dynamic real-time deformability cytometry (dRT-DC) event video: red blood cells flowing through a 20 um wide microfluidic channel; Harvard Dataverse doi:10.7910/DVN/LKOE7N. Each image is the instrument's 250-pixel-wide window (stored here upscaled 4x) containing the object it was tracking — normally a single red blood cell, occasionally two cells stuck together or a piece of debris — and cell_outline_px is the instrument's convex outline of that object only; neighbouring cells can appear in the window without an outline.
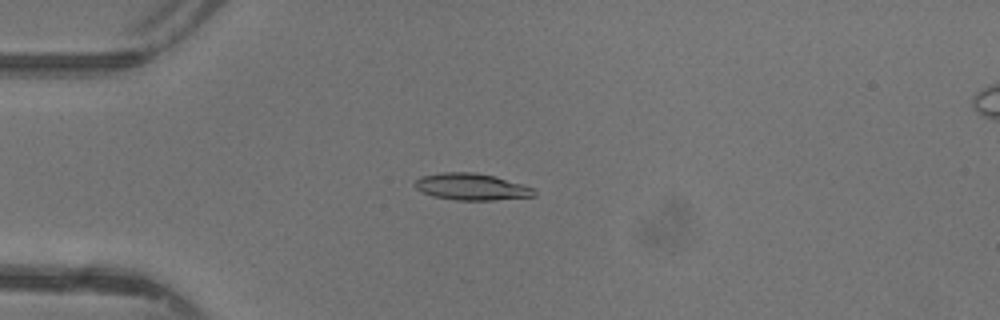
{"species": "common noctule bat (a hibernating species)", "species_latin": "Nyctalus noctula", "temperature_condition": "warm", "stored_images_in_passage": 24, "camera_frame_rate_fps": 3000, "um_per_image_px": 0.085, "animal": {"sex": "female"}, "frame": {"image": 1, "passage_image": 6, "time_ms": 1.667, "image_size_px": [1000, 320], "cell_outline_px": [[536, 196], [496, 200], [456, 200], [432, 196], [420, 192], [412, 184], [420, 176], [444, 172], [476, 172], [524, 184], [532, 188], [536, 192]], "centroid_in_image_um": [40.05, 15.88], "position_along_channel_um": 45.0, "area_um2": 18.73}}
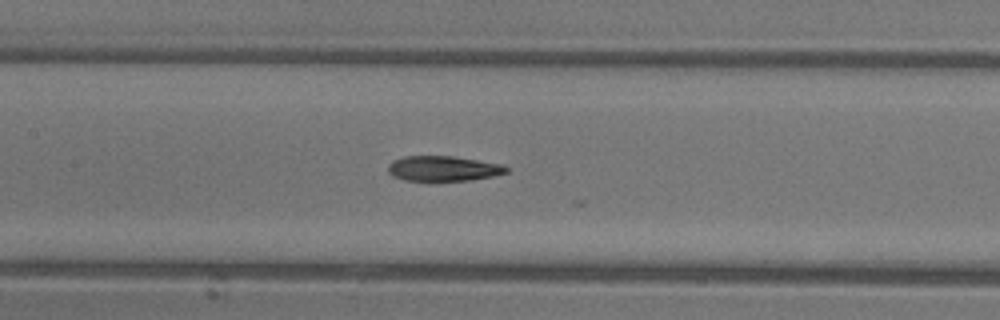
{"frame": {"image": 2, "passage_image": 16, "time_ms": 5.0, "image_size_px": [1000, 320], "cell_outline_px": [[508, 172], [492, 176], [472, 180], [404, 180], [392, 176], [388, 172], [388, 164], [392, 160], [404, 156], [452, 156], [504, 164], [508, 168]], "centroid_in_image_um": [37.67, 14.31], "position_along_channel_um": 169.7, "area_um2": 17.34}}
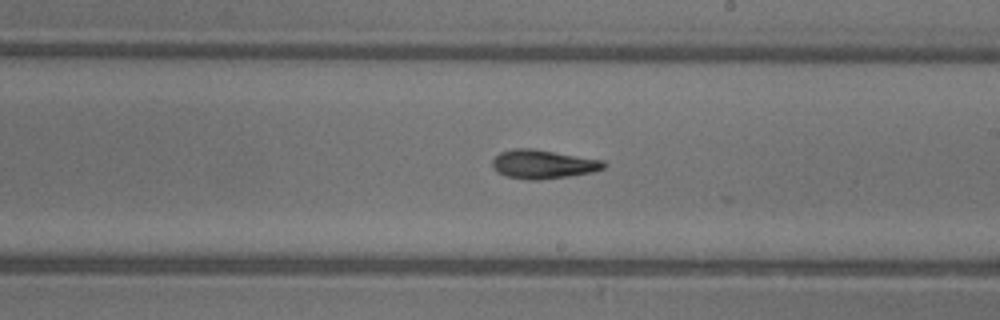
{"frame": {"image": 3, "passage_image": 21, "time_ms": 6.667, "image_size_px": [1000, 320], "cell_outline_px": [[608, 164], [604, 168], [592, 172], [568, 176], [540, 180], [528, 180], [508, 176], [496, 172], [492, 168], [492, 160], [500, 152], [512, 148], [532, 148], [604, 160]], "centroid_in_image_um": [46.15, 13.95], "position_along_channel_um": 242.8, "area_um2": 18.84}}